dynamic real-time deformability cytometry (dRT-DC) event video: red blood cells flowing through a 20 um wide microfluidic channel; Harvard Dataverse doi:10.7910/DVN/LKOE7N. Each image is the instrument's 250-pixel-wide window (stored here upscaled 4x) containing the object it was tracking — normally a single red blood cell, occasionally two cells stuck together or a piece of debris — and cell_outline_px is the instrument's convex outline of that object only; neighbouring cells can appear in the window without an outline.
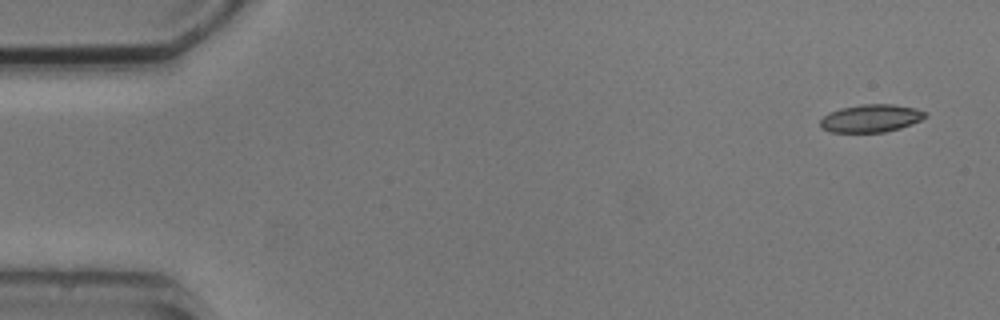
{"species": "common noctule bat (a hibernating species)", "species_latin": "Nyctalus noctula", "temperature_condition": "cold", "stored_images_in_passage": 3, "camera_frame_rate_fps": 3000, "um_per_image_px": 0.085, "animal": {"sex": "male", "body_mass_g": 20.5, "forearm_length_mm": 52.5}, "frame": {"image": 1, "passage_image": 1, "time_ms": 0.0, "image_size_px": [1000, 320], "cell_outline_px": [[928, 116], [912, 124], [900, 128], [884, 132], [828, 132], [820, 128], [820, 120], [828, 112], [840, 108], [860, 104], [892, 104], [916, 108], [928, 112]], "centroid_in_image_um": [74.02, 10.05], "position_along_channel_um": 11.0, "area_um2": 17.22}}